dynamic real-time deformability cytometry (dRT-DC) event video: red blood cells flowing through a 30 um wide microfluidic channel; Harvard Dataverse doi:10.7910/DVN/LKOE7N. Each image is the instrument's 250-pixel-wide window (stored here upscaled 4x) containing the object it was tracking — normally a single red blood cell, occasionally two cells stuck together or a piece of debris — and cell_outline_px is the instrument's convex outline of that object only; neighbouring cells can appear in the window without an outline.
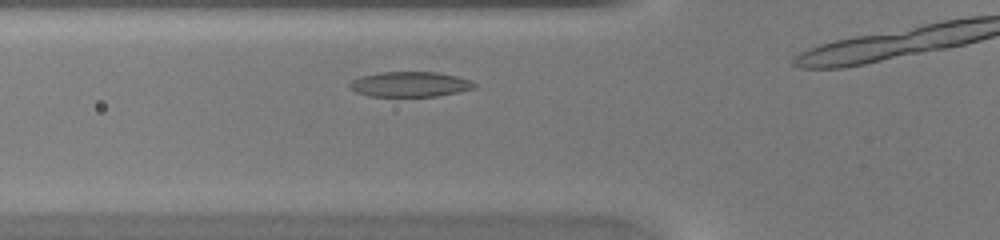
{"species": "common noctule bat (a hibernating species)", "species_latin": "Nyctalus noctula", "temperature_condition": "warm", "stored_images_in_passage": 8, "camera_frame_rate_fps": 3000, "um_per_image_px": 0.085, "animal": {"sex": "female", "body_mass_g": 20.0, "forearm_length_mm": 54.0}, "frame": {"image": 1, "passage_image": 4, "time_ms": 1.0, "image_size_px": [1000, 240], "cell_outline_px": [[476, 88], [460, 92], [436, 96], [368, 96], [356, 92], [348, 84], [352, 80], [360, 76], [380, 72], [436, 72], [456, 76], [468, 80], [476, 84]], "centroid_in_image_um": [34.84, 7.16], "position_along_channel_um": 91.0, "area_um2": 18.21}}
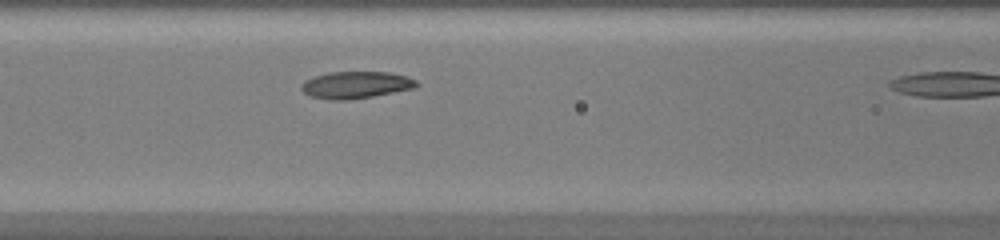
{"frame": {"image": 2, "passage_image": 7, "time_ms": 2.0, "image_size_px": [1000, 240], "cell_outline_px": [[420, 84], [416, 88], [372, 96], [348, 100], [328, 100], [308, 96], [300, 88], [300, 84], [304, 80], [312, 76], [328, 72], [388, 72], [404, 76], [416, 80]], "centroid_in_image_um": [30.19, 7.22], "position_along_channel_um": 136.4, "area_um2": 18.32}}